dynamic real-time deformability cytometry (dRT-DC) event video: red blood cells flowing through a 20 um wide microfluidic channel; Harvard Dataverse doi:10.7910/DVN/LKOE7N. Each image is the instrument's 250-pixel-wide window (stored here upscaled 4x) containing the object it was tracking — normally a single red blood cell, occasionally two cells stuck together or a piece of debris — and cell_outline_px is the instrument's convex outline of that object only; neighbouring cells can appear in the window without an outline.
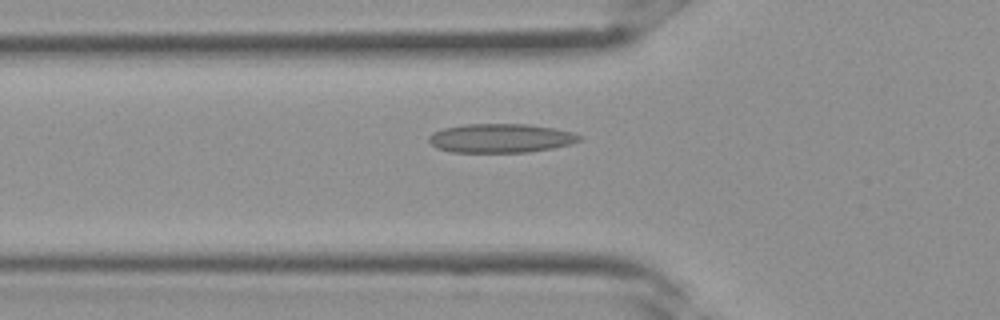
{"species": "Egyptian fruit bat (a non-hibernating species)", "species_latin": "Rousettus aegyptiacus", "temperature_condition": "room temperature", "stored_images_in_passage": 34, "camera_frame_rate_fps": 3000, "um_per_image_px": 0.085, "frame": {"image": 1, "passage_image": 12, "time_ms": 3.667, "image_size_px": [1000, 320], "cell_outline_px": [[584, 136], [580, 140], [572, 144], [552, 148], [528, 152], [452, 152], [436, 148], [428, 140], [428, 136], [444, 128], [468, 124], [528, 124], [552, 128], [572, 132]], "centroid_in_image_um": [42.59, 11.75], "position_along_channel_um": 83.2, "area_um2": 25.32}}
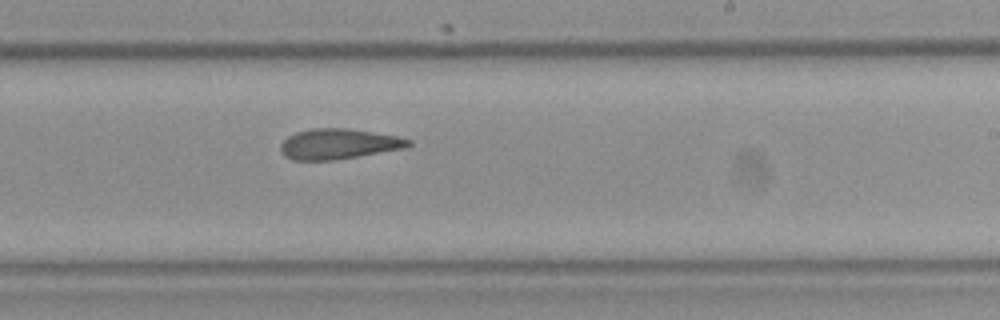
{"frame": {"image": 2, "passage_image": 21, "time_ms": 6.667, "image_size_px": [1000, 320], "cell_outline_px": [[412, 144], [408, 148], [332, 160], [292, 160], [284, 156], [280, 152], [280, 144], [288, 136], [296, 132], [312, 128], [344, 128], [372, 132], [396, 136], [412, 140]], "centroid_in_image_um": [28.77, 12.24], "position_along_channel_um": 260.2, "area_um2": 22.66}}
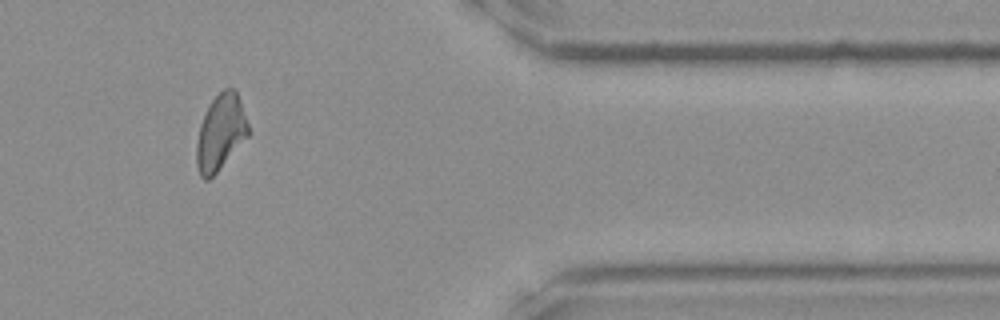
{"frame": {"image": 3, "passage_image": 29, "time_ms": 9.333, "image_size_px": [1000, 320], "cell_outline_px": [[248, 136], [216, 172], [208, 180], [204, 180], [200, 176], [196, 164], [196, 144], [200, 124], [212, 100], [224, 88], [236, 88], [248, 124]], "centroid_in_image_um": [18.73, 11.25], "position_along_channel_um": 392.7, "area_um2": 22.48}}